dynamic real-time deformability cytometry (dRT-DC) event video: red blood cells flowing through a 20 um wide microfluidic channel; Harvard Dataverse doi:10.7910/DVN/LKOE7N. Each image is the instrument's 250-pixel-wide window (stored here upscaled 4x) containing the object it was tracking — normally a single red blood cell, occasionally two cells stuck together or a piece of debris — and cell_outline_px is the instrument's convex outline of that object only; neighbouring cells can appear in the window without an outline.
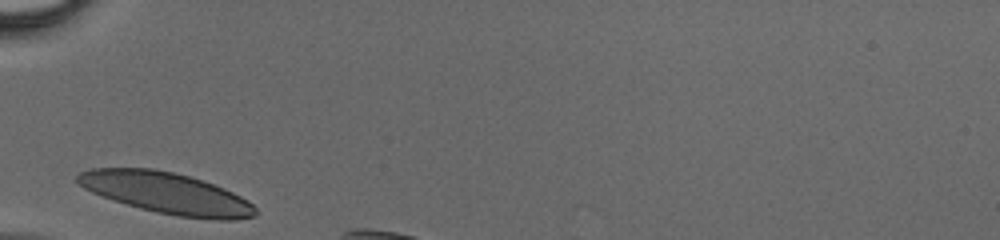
{"species": "human", "species_latin": "Homo sapiens", "temperature_condition": "cold", "stored_images_in_passage": 7, "camera_frame_rate_fps": 3000, "um_per_image_px": 0.085, "donor": {"sex": "male"}, "frame": {"image": 1, "passage_image": 1, "time_ms": 0.0, "image_size_px": [1000, 240], "cell_outline_px": [[256, 216], [236, 220], [220, 220], [180, 216], [156, 212], [140, 208], [92, 192], [84, 188], [76, 180], [76, 176], [80, 172], [92, 168], [152, 168], [172, 172], [188, 176], [224, 188], [248, 200], [256, 208]], "centroid_in_image_um": [14.17, 16.41], "position_along_channel_um": 70.8, "area_um2": 42.25}}
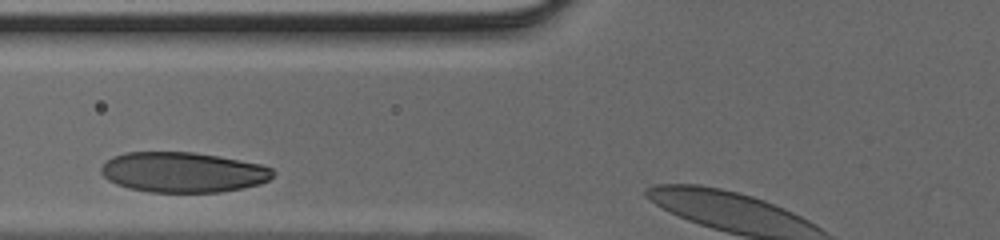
{"frame": {"image": 2, "passage_image": 4, "time_ms": 1.0, "image_size_px": [1000, 240], "cell_outline_px": [[276, 172], [268, 180], [260, 184], [220, 192], [148, 192], [128, 188], [116, 184], [108, 180], [100, 172], [100, 168], [112, 156], [124, 152], [192, 152], [220, 156], [260, 164], [272, 168]], "centroid_in_image_um": [15.54, 14.64], "position_along_channel_um": 110.3, "area_um2": 40.4}}